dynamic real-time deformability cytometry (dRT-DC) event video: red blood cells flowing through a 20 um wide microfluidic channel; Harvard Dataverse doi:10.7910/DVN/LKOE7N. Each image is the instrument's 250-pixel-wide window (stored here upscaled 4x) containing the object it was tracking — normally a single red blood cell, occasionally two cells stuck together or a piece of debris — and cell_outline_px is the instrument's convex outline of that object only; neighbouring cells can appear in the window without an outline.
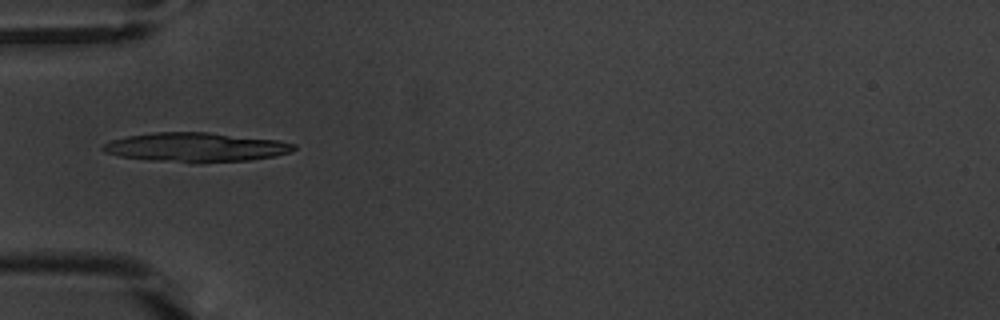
{"species": "common noctule bat (a hibernating species)", "species_latin": "Nyctalus noctula", "temperature_condition": "warm", "stored_images_in_passage": 12, "camera_frame_rate_fps": 3000, "um_per_image_px": 0.085, "animal": {"sex": "male", "body_mass_g": 20.1, "forearm_length_mm": 53.5}, "frame": {"image": 1, "passage_image": 1, "time_ms": 0.0, "image_size_px": [1000, 320], "cell_outline_px": [[296, 148], [292, 152], [276, 156], [248, 160], [200, 164], [192, 164], [148, 160], [120, 156], [104, 152], [100, 148], [104, 144], [112, 140], [128, 136], [152, 132], [208, 132], [280, 140], [296, 144]], "centroid_in_image_um": [16.68, 12.53], "position_along_channel_um": 68.3, "area_um2": 33.18}}
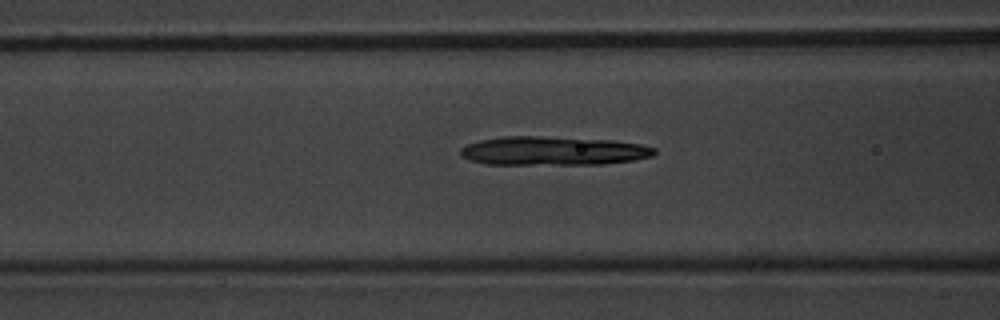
{"frame": {"image": 2, "passage_image": 5, "time_ms": 1.333, "image_size_px": [1000, 320], "cell_outline_px": [[656, 152], [652, 156], [632, 160], [604, 164], [484, 164], [472, 160], [464, 156], [460, 152], [460, 148], [468, 144], [480, 140], [504, 136], [536, 136], [612, 140], [640, 144], [656, 148]], "centroid_in_image_um": [47.03, 12.82], "position_along_channel_um": 119.6, "area_um2": 32.37}}
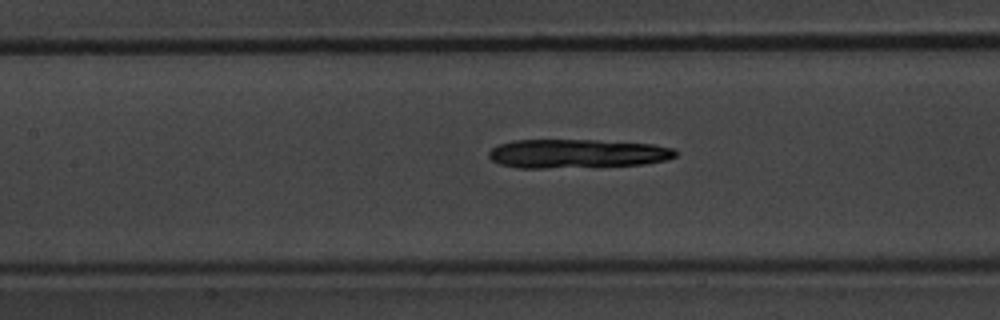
{"frame": {"image": 3, "passage_image": 8, "time_ms": 2.333, "image_size_px": [1000, 320], "cell_outline_px": [[676, 156], [668, 160], [648, 164], [544, 168], [516, 168], [500, 164], [492, 160], [488, 156], [488, 152], [492, 148], [500, 144], [512, 140], [596, 140], [652, 144], [672, 148], [676, 152]], "centroid_in_image_um": [49.04, 13.06], "position_along_channel_um": 158.4, "area_um2": 31.44}}